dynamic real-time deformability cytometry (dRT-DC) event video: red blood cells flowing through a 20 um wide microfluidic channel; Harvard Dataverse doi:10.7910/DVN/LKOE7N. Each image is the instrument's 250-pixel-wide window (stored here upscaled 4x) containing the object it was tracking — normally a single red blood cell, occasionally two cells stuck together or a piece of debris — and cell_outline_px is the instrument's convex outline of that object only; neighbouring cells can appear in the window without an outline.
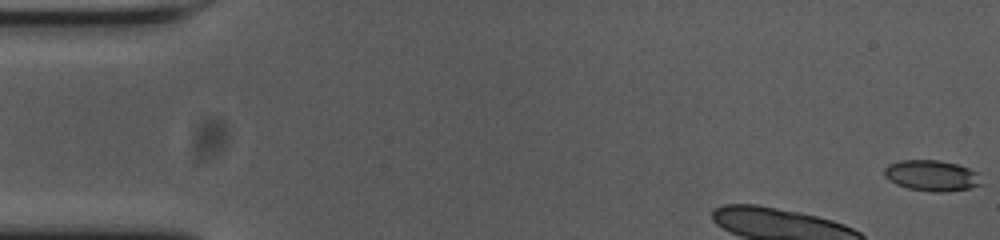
{"species": "common noctule bat (a hibernating species)", "species_latin": "Nyctalus noctula", "temperature_condition": "cold", "stored_images_in_passage": 11, "camera_frame_rate_fps": 3000, "um_per_image_px": 0.085, "animal": {"sex": "female", "body_mass_g": 23.0, "forearm_length_mm": 53.4}, "frame": {"image": 1, "passage_image": 1, "time_ms": 0.0, "image_size_px": [1000, 240], "cell_outline_px": [[984, 184], [968, 188], [944, 192], [932, 192], [908, 188], [896, 184], [888, 180], [884, 176], [884, 168], [888, 164], [900, 160], [940, 160], [956, 164], [968, 168], [976, 172]], "centroid_in_image_um": [79.17, 14.92], "position_along_channel_um": 5.8, "area_um2": 17.51}}